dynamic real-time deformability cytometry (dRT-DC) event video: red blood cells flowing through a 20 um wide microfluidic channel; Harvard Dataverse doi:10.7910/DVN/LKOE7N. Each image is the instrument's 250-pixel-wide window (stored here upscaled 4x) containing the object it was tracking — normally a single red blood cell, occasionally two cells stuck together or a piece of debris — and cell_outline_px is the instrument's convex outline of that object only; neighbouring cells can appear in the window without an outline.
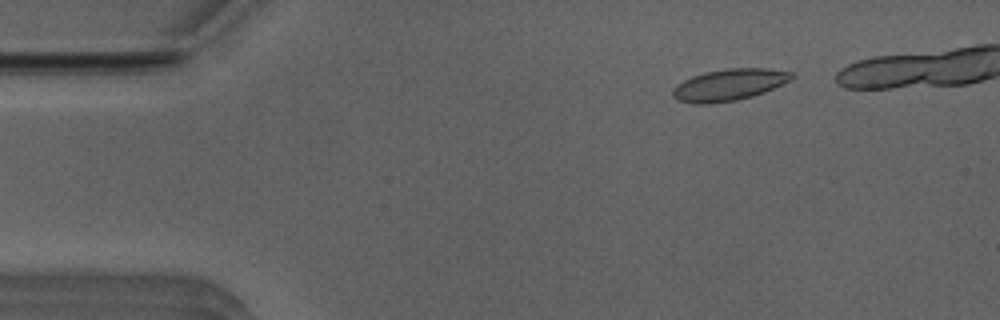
{"species": "Egyptian fruit bat (a non-hibernating species)", "species_latin": "Rousettus aegyptiacus", "temperature_condition": "room temperature", "stored_images_in_passage": 37, "camera_frame_rate_fps": 3000, "um_per_image_px": 0.085, "animal": {"sex": "male"}, "frame": {"image": 1, "passage_image": 2, "time_ms": 0.333, "image_size_px": [1000, 320], "cell_outline_px": [[796, 76], [764, 92], [752, 96], [736, 100], [708, 104], [692, 104], [680, 100], [672, 96], [672, 88], [676, 84], [692, 76], [704, 72], [728, 68], [768, 68], [792, 72]], "centroid_in_image_um": [61.93, 7.2], "position_along_channel_um": 23.1, "area_um2": 21.85}}
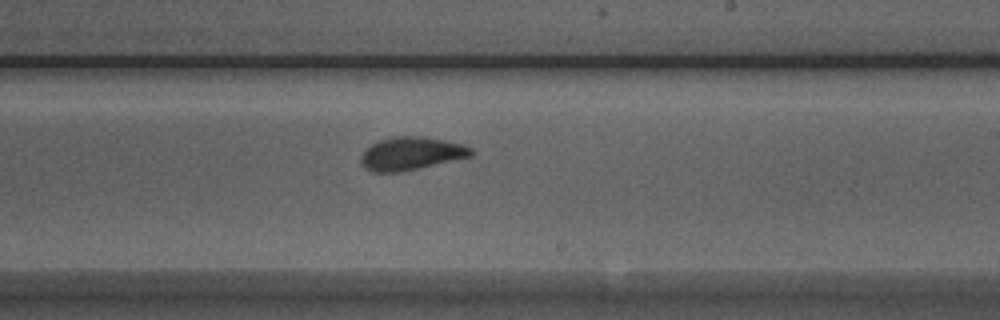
{"frame": {"image": 2, "passage_image": 25, "time_ms": 8.0, "image_size_px": [1000, 320], "cell_outline_px": [[476, 152], [472, 156], [400, 172], [372, 172], [364, 168], [360, 160], [360, 156], [364, 148], [380, 140], [392, 136], [420, 136], [444, 140], [464, 144], [472, 148]], "centroid_in_image_um": [34.94, 13.04], "position_along_channel_um": 254.1, "area_um2": 21.39}}
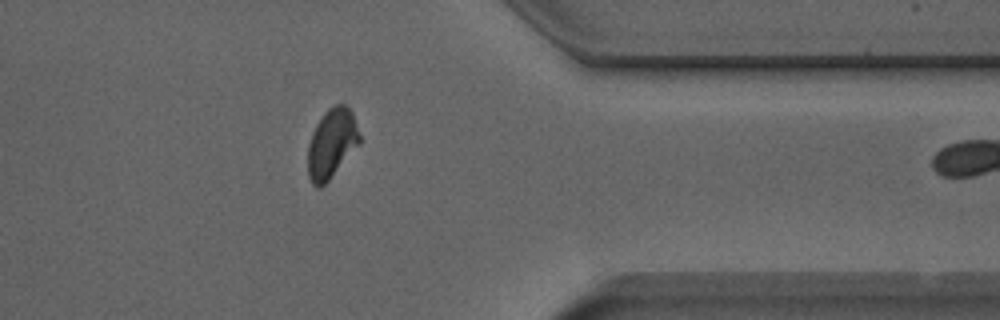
{"frame": {"image": 3, "passage_image": 36, "time_ms": 11.667, "image_size_px": [1000, 320], "cell_outline_px": [[360, 144], [328, 180], [320, 188], [316, 188], [312, 184], [308, 176], [308, 144], [312, 132], [316, 124], [324, 112], [332, 104], [344, 104], [352, 112], [360, 136]], "centroid_in_image_um": [28.18, 12.19], "position_along_channel_um": 383.2, "area_um2": 20.92}}